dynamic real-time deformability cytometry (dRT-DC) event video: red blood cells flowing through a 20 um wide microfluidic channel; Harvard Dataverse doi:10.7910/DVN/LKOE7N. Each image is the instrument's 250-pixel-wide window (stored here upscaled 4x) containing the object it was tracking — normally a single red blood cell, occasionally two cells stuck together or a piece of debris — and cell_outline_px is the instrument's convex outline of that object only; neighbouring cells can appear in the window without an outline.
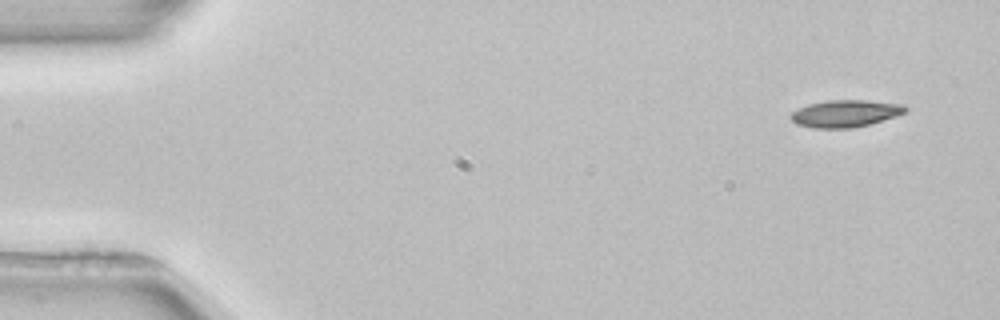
{"species": "common noctule bat (a hibernating species)", "species_latin": "Nyctalus noctula", "temperature_condition": "room temperature", "stored_images_in_passage": 4, "camera_frame_rate_fps": 3000, "um_per_image_px": 0.085, "animal": {"sex": "female", "body_mass_g": 22.7, "forearm_length_mm": 54.2}, "frame": {"image": 1, "passage_image": 1, "time_ms": 0.0, "image_size_px": [1000, 320], "cell_outline_px": [[908, 112], [896, 116], [868, 124], [852, 128], [812, 128], [796, 124], [788, 116], [792, 112], [808, 104], [824, 100], [868, 100], [904, 104], [908, 108]], "centroid_in_image_um": [71.86, 9.64], "position_along_channel_um": 13.1, "area_um2": 18.26}}
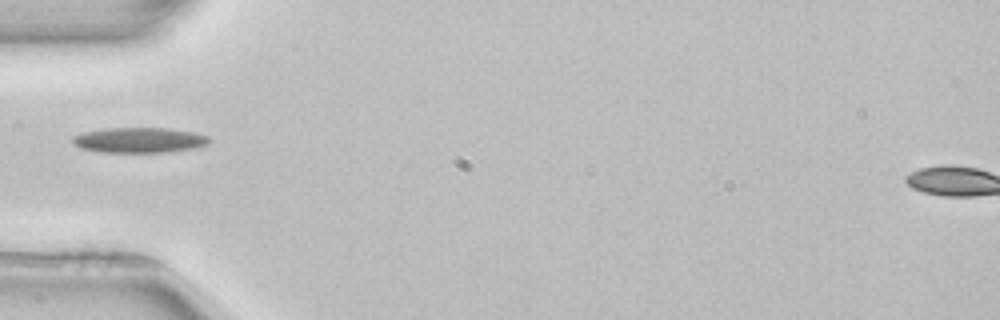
{"frame": {"image": 2, "passage_image": 4, "time_ms": 4.667, "image_size_px": [1000, 320], "cell_outline_px": [[212, 140], [208, 144], [196, 148], [168, 152], [100, 152], [80, 148], [72, 140], [72, 136], [84, 132], [108, 128], [168, 128], [196, 132], [208, 136]], "centroid_in_image_um": [11.9, 11.91], "position_along_channel_um": 73.1, "area_um2": 20.23}}